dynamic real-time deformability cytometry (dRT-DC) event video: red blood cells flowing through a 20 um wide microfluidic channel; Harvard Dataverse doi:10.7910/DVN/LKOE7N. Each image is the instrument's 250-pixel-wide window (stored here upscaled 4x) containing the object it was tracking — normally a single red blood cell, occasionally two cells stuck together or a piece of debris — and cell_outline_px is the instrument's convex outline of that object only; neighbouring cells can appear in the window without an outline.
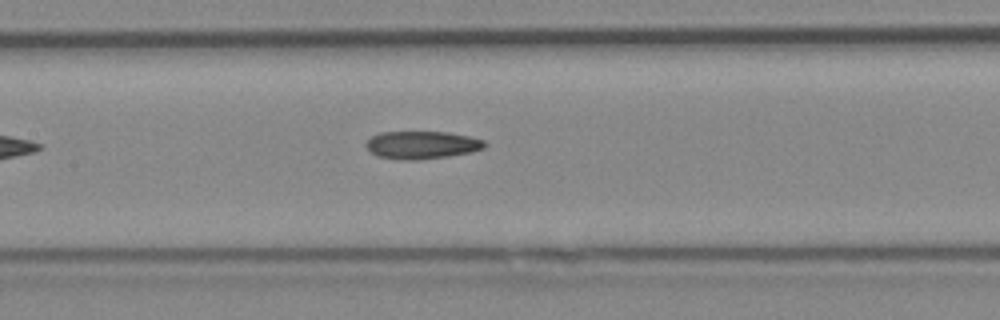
{"species": "Egyptian fruit bat (a non-hibernating species)", "species_latin": "Rousettus aegyptiacus", "temperature_condition": "cold", "stored_images_in_passage": 7, "camera_frame_rate_fps": 3000, "um_per_image_px": 0.085, "animal": {"sex": "female"}, "frame": {"image": 1, "passage_image": 7, "time_ms": 2.0, "image_size_px": [1000, 320], "cell_outline_px": [[488, 144], [484, 148], [472, 152], [448, 156], [420, 160], [396, 160], [376, 156], [364, 144], [372, 136], [380, 132], [448, 132], [468, 136], [484, 140]], "centroid_in_image_um": [35.86, 12.33], "position_along_channel_um": 171.5, "area_um2": 19.36}}